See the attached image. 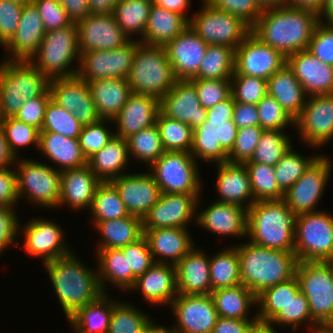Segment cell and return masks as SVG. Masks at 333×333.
Returning a JSON list of instances; mask_svg holds the SVG:
<instances>
[{"label": "cell", "instance_id": "cell-1", "mask_svg": "<svg viewBox=\"0 0 333 333\" xmlns=\"http://www.w3.org/2000/svg\"><path fill=\"white\" fill-rule=\"evenodd\" d=\"M319 15L313 10L289 5L264 8L251 26V33L285 57L306 50Z\"/></svg>", "mask_w": 333, "mask_h": 333}, {"label": "cell", "instance_id": "cell-2", "mask_svg": "<svg viewBox=\"0 0 333 333\" xmlns=\"http://www.w3.org/2000/svg\"><path fill=\"white\" fill-rule=\"evenodd\" d=\"M67 318L103 294L98 273L70 254L44 263Z\"/></svg>", "mask_w": 333, "mask_h": 333}, {"label": "cell", "instance_id": "cell-3", "mask_svg": "<svg viewBox=\"0 0 333 333\" xmlns=\"http://www.w3.org/2000/svg\"><path fill=\"white\" fill-rule=\"evenodd\" d=\"M236 248L242 284L256 296L295 275L297 258L293 252L261 247L251 242Z\"/></svg>", "mask_w": 333, "mask_h": 333}, {"label": "cell", "instance_id": "cell-4", "mask_svg": "<svg viewBox=\"0 0 333 333\" xmlns=\"http://www.w3.org/2000/svg\"><path fill=\"white\" fill-rule=\"evenodd\" d=\"M296 215L282 200L256 201L247 209L251 243L294 253Z\"/></svg>", "mask_w": 333, "mask_h": 333}, {"label": "cell", "instance_id": "cell-5", "mask_svg": "<svg viewBox=\"0 0 333 333\" xmlns=\"http://www.w3.org/2000/svg\"><path fill=\"white\" fill-rule=\"evenodd\" d=\"M235 101L227 99L207 109L206 120L193 129L191 155L196 159L227 162L228 154L235 144L238 128L233 121Z\"/></svg>", "mask_w": 333, "mask_h": 333}, {"label": "cell", "instance_id": "cell-6", "mask_svg": "<svg viewBox=\"0 0 333 333\" xmlns=\"http://www.w3.org/2000/svg\"><path fill=\"white\" fill-rule=\"evenodd\" d=\"M50 80L27 60L0 64V119L15 117L23 103L42 95Z\"/></svg>", "mask_w": 333, "mask_h": 333}, {"label": "cell", "instance_id": "cell-7", "mask_svg": "<svg viewBox=\"0 0 333 333\" xmlns=\"http://www.w3.org/2000/svg\"><path fill=\"white\" fill-rule=\"evenodd\" d=\"M126 79L132 93L150 95L159 101L177 80L165 47L140 41Z\"/></svg>", "mask_w": 333, "mask_h": 333}, {"label": "cell", "instance_id": "cell-8", "mask_svg": "<svg viewBox=\"0 0 333 333\" xmlns=\"http://www.w3.org/2000/svg\"><path fill=\"white\" fill-rule=\"evenodd\" d=\"M80 55L78 28L76 22H72L63 28L45 32L37 53L30 61L49 80L70 78L77 75L78 69L68 68L76 57L80 59Z\"/></svg>", "mask_w": 333, "mask_h": 333}, {"label": "cell", "instance_id": "cell-9", "mask_svg": "<svg viewBox=\"0 0 333 333\" xmlns=\"http://www.w3.org/2000/svg\"><path fill=\"white\" fill-rule=\"evenodd\" d=\"M295 276L308 300L312 319L318 325L333 323L331 260L297 261Z\"/></svg>", "mask_w": 333, "mask_h": 333}, {"label": "cell", "instance_id": "cell-10", "mask_svg": "<svg viewBox=\"0 0 333 333\" xmlns=\"http://www.w3.org/2000/svg\"><path fill=\"white\" fill-rule=\"evenodd\" d=\"M294 253L297 261L333 260V215L320 211L296 215Z\"/></svg>", "mask_w": 333, "mask_h": 333}, {"label": "cell", "instance_id": "cell-11", "mask_svg": "<svg viewBox=\"0 0 333 333\" xmlns=\"http://www.w3.org/2000/svg\"><path fill=\"white\" fill-rule=\"evenodd\" d=\"M197 159L190 152L165 151L150 167L160 192L173 194H200Z\"/></svg>", "mask_w": 333, "mask_h": 333}, {"label": "cell", "instance_id": "cell-12", "mask_svg": "<svg viewBox=\"0 0 333 333\" xmlns=\"http://www.w3.org/2000/svg\"><path fill=\"white\" fill-rule=\"evenodd\" d=\"M203 1V9L196 16L190 17L189 26L207 44L225 45L236 49L251 33V26L240 17Z\"/></svg>", "mask_w": 333, "mask_h": 333}, {"label": "cell", "instance_id": "cell-13", "mask_svg": "<svg viewBox=\"0 0 333 333\" xmlns=\"http://www.w3.org/2000/svg\"><path fill=\"white\" fill-rule=\"evenodd\" d=\"M21 162V163H20ZM17 176L18 198L28 196L33 203L56 207L60 199L61 171L34 160H19Z\"/></svg>", "mask_w": 333, "mask_h": 333}, {"label": "cell", "instance_id": "cell-14", "mask_svg": "<svg viewBox=\"0 0 333 333\" xmlns=\"http://www.w3.org/2000/svg\"><path fill=\"white\" fill-rule=\"evenodd\" d=\"M138 41L130 39L113 50H94L80 55L77 76L87 82L106 78H127Z\"/></svg>", "mask_w": 333, "mask_h": 333}, {"label": "cell", "instance_id": "cell-15", "mask_svg": "<svg viewBox=\"0 0 333 333\" xmlns=\"http://www.w3.org/2000/svg\"><path fill=\"white\" fill-rule=\"evenodd\" d=\"M286 64V57L250 33L235 49L233 75H247L268 80Z\"/></svg>", "mask_w": 333, "mask_h": 333}, {"label": "cell", "instance_id": "cell-16", "mask_svg": "<svg viewBox=\"0 0 333 333\" xmlns=\"http://www.w3.org/2000/svg\"><path fill=\"white\" fill-rule=\"evenodd\" d=\"M331 161L320 156L285 193L283 200L295 215L315 212L331 173Z\"/></svg>", "mask_w": 333, "mask_h": 333}, {"label": "cell", "instance_id": "cell-17", "mask_svg": "<svg viewBox=\"0 0 333 333\" xmlns=\"http://www.w3.org/2000/svg\"><path fill=\"white\" fill-rule=\"evenodd\" d=\"M294 125L308 145L326 144L333 137V94L309 96Z\"/></svg>", "mask_w": 333, "mask_h": 333}, {"label": "cell", "instance_id": "cell-18", "mask_svg": "<svg viewBox=\"0 0 333 333\" xmlns=\"http://www.w3.org/2000/svg\"><path fill=\"white\" fill-rule=\"evenodd\" d=\"M51 99L64 110L71 112L84 125L101 118L92 100L88 82L77 75L70 78H53L49 82Z\"/></svg>", "mask_w": 333, "mask_h": 333}, {"label": "cell", "instance_id": "cell-19", "mask_svg": "<svg viewBox=\"0 0 333 333\" xmlns=\"http://www.w3.org/2000/svg\"><path fill=\"white\" fill-rule=\"evenodd\" d=\"M177 324L174 331L179 333H212L218 313L211 294H178L170 303Z\"/></svg>", "mask_w": 333, "mask_h": 333}, {"label": "cell", "instance_id": "cell-20", "mask_svg": "<svg viewBox=\"0 0 333 333\" xmlns=\"http://www.w3.org/2000/svg\"><path fill=\"white\" fill-rule=\"evenodd\" d=\"M76 24L80 54L117 49L131 39L118 26L113 13L89 14Z\"/></svg>", "mask_w": 333, "mask_h": 333}, {"label": "cell", "instance_id": "cell-21", "mask_svg": "<svg viewBox=\"0 0 333 333\" xmlns=\"http://www.w3.org/2000/svg\"><path fill=\"white\" fill-rule=\"evenodd\" d=\"M199 195L161 193L156 204L142 219L143 232L156 228H187L186 224L196 216Z\"/></svg>", "mask_w": 333, "mask_h": 333}, {"label": "cell", "instance_id": "cell-22", "mask_svg": "<svg viewBox=\"0 0 333 333\" xmlns=\"http://www.w3.org/2000/svg\"><path fill=\"white\" fill-rule=\"evenodd\" d=\"M159 102L163 115L188 124L192 130L207 118V109L201 106L197 90L190 80L177 79Z\"/></svg>", "mask_w": 333, "mask_h": 333}, {"label": "cell", "instance_id": "cell-23", "mask_svg": "<svg viewBox=\"0 0 333 333\" xmlns=\"http://www.w3.org/2000/svg\"><path fill=\"white\" fill-rule=\"evenodd\" d=\"M110 182L118 191L128 213L142 219L156 204L161 194L151 172L122 174Z\"/></svg>", "mask_w": 333, "mask_h": 333}, {"label": "cell", "instance_id": "cell-24", "mask_svg": "<svg viewBox=\"0 0 333 333\" xmlns=\"http://www.w3.org/2000/svg\"><path fill=\"white\" fill-rule=\"evenodd\" d=\"M208 44L188 26L164 47L176 79H191L199 71Z\"/></svg>", "mask_w": 333, "mask_h": 333}, {"label": "cell", "instance_id": "cell-25", "mask_svg": "<svg viewBox=\"0 0 333 333\" xmlns=\"http://www.w3.org/2000/svg\"><path fill=\"white\" fill-rule=\"evenodd\" d=\"M286 64L307 96L333 94V65L322 62L307 49L288 55Z\"/></svg>", "mask_w": 333, "mask_h": 333}, {"label": "cell", "instance_id": "cell-26", "mask_svg": "<svg viewBox=\"0 0 333 333\" xmlns=\"http://www.w3.org/2000/svg\"><path fill=\"white\" fill-rule=\"evenodd\" d=\"M63 234L61 227L53 221L32 219L26 223L23 231V248L29 255L42 257L43 263L53 261L72 252L64 246Z\"/></svg>", "mask_w": 333, "mask_h": 333}, {"label": "cell", "instance_id": "cell-27", "mask_svg": "<svg viewBox=\"0 0 333 333\" xmlns=\"http://www.w3.org/2000/svg\"><path fill=\"white\" fill-rule=\"evenodd\" d=\"M44 35L43 22L36 6L32 2L25 3L18 28L12 38L4 45L10 50L7 51L12 56L9 59L30 61L37 53Z\"/></svg>", "mask_w": 333, "mask_h": 333}, {"label": "cell", "instance_id": "cell-28", "mask_svg": "<svg viewBox=\"0 0 333 333\" xmlns=\"http://www.w3.org/2000/svg\"><path fill=\"white\" fill-rule=\"evenodd\" d=\"M160 102L150 95L131 93L127 102L113 119L118 124L115 136L123 139L156 123Z\"/></svg>", "mask_w": 333, "mask_h": 333}, {"label": "cell", "instance_id": "cell-29", "mask_svg": "<svg viewBox=\"0 0 333 333\" xmlns=\"http://www.w3.org/2000/svg\"><path fill=\"white\" fill-rule=\"evenodd\" d=\"M194 247L175 265L178 294H211L210 259Z\"/></svg>", "mask_w": 333, "mask_h": 333}, {"label": "cell", "instance_id": "cell-30", "mask_svg": "<svg viewBox=\"0 0 333 333\" xmlns=\"http://www.w3.org/2000/svg\"><path fill=\"white\" fill-rule=\"evenodd\" d=\"M101 182L88 165L61 171L58 206L68 203L73 209H90L95 191Z\"/></svg>", "mask_w": 333, "mask_h": 333}, {"label": "cell", "instance_id": "cell-31", "mask_svg": "<svg viewBox=\"0 0 333 333\" xmlns=\"http://www.w3.org/2000/svg\"><path fill=\"white\" fill-rule=\"evenodd\" d=\"M202 228L221 235H247V209L236 204L214 202L196 216Z\"/></svg>", "mask_w": 333, "mask_h": 333}, {"label": "cell", "instance_id": "cell-32", "mask_svg": "<svg viewBox=\"0 0 333 333\" xmlns=\"http://www.w3.org/2000/svg\"><path fill=\"white\" fill-rule=\"evenodd\" d=\"M140 289L147 301L169 304L178 295L175 265L155 262L144 274L138 276L132 289Z\"/></svg>", "mask_w": 333, "mask_h": 333}, {"label": "cell", "instance_id": "cell-33", "mask_svg": "<svg viewBox=\"0 0 333 333\" xmlns=\"http://www.w3.org/2000/svg\"><path fill=\"white\" fill-rule=\"evenodd\" d=\"M150 252L157 263H166L170 258L172 265H176L183 256H185L194 245L191 235L186 228H156L144 231ZM157 256L163 258H156ZM157 259V260H156Z\"/></svg>", "mask_w": 333, "mask_h": 333}, {"label": "cell", "instance_id": "cell-34", "mask_svg": "<svg viewBox=\"0 0 333 333\" xmlns=\"http://www.w3.org/2000/svg\"><path fill=\"white\" fill-rule=\"evenodd\" d=\"M217 190L221 196L218 202L236 204L241 207L245 200L246 209L255 203L251 190L250 178L245 164L224 162L218 164Z\"/></svg>", "mask_w": 333, "mask_h": 333}, {"label": "cell", "instance_id": "cell-35", "mask_svg": "<svg viewBox=\"0 0 333 333\" xmlns=\"http://www.w3.org/2000/svg\"><path fill=\"white\" fill-rule=\"evenodd\" d=\"M88 86L99 117L112 121L132 93L126 78L93 80Z\"/></svg>", "mask_w": 333, "mask_h": 333}, {"label": "cell", "instance_id": "cell-36", "mask_svg": "<svg viewBox=\"0 0 333 333\" xmlns=\"http://www.w3.org/2000/svg\"><path fill=\"white\" fill-rule=\"evenodd\" d=\"M267 94L274 97L293 120L307 100L304 88L287 64L267 80Z\"/></svg>", "mask_w": 333, "mask_h": 333}, {"label": "cell", "instance_id": "cell-37", "mask_svg": "<svg viewBox=\"0 0 333 333\" xmlns=\"http://www.w3.org/2000/svg\"><path fill=\"white\" fill-rule=\"evenodd\" d=\"M38 149L50 161L60 165V171L87 165V159L81 151L78 138L65 137L53 132H40Z\"/></svg>", "mask_w": 333, "mask_h": 333}, {"label": "cell", "instance_id": "cell-38", "mask_svg": "<svg viewBox=\"0 0 333 333\" xmlns=\"http://www.w3.org/2000/svg\"><path fill=\"white\" fill-rule=\"evenodd\" d=\"M188 26L189 21L183 15L152 4L140 42L165 46Z\"/></svg>", "mask_w": 333, "mask_h": 333}, {"label": "cell", "instance_id": "cell-39", "mask_svg": "<svg viewBox=\"0 0 333 333\" xmlns=\"http://www.w3.org/2000/svg\"><path fill=\"white\" fill-rule=\"evenodd\" d=\"M128 157L127 139L114 136L102 150L87 160V165L102 182H109L122 175V169L129 163Z\"/></svg>", "mask_w": 333, "mask_h": 333}, {"label": "cell", "instance_id": "cell-40", "mask_svg": "<svg viewBox=\"0 0 333 333\" xmlns=\"http://www.w3.org/2000/svg\"><path fill=\"white\" fill-rule=\"evenodd\" d=\"M101 233L103 241L98 250L116 248L120 249L140 239L143 235L142 218L128 215L121 219L106 220L95 224Z\"/></svg>", "mask_w": 333, "mask_h": 333}, {"label": "cell", "instance_id": "cell-41", "mask_svg": "<svg viewBox=\"0 0 333 333\" xmlns=\"http://www.w3.org/2000/svg\"><path fill=\"white\" fill-rule=\"evenodd\" d=\"M99 261L98 281L100 288L105 293L104 283L112 282L121 289H132L136 277L132 270H128L127 258L123 251L116 248L101 249L97 252Z\"/></svg>", "mask_w": 333, "mask_h": 333}, {"label": "cell", "instance_id": "cell-42", "mask_svg": "<svg viewBox=\"0 0 333 333\" xmlns=\"http://www.w3.org/2000/svg\"><path fill=\"white\" fill-rule=\"evenodd\" d=\"M219 317L250 320L249 308L256 305V295L242 283L211 292Z\"/></svg>", "mask_w": 333, "mask_h": 333}, {"label": "cell", "instance_id": "cell-43", "mask_svg": "<svg viewBox=\"0 0 333 333\" xmlns=\"http://www.w3.org/2000/svg\"><path fill=\"white\" fill-rule=\"evenodd\" d=\"M299 290V283L294 275L289 280L268 287L259 293L256 296V304L261 305L260 312L256 314L259 326L264 328Z\"/></svg>", "mask_w": 333, "mask_h": 333}, {"label": "cell", "instance_id": "cell-44", "mask_svg": "<svg viewBox=\"0 0 333 333\" xmlns=\"http://www.w3.org/2000/svg\"><path fill=\"white\" fill-rule=\"evenodd\" d=\"M101 294L95 301L78 309L69 319L80 329L89 333H108L113 305L115 303Z\"/></svg>", "mask_w": 333, "mask_h": 333}, {"label": "cell", "instance_id": "cell-45", "mask_svg": "<svg viewBox=\"0 0 333 333\" xmlns=\"http://www.w3.org/2000/svg\"><path fill=\"white\" fill-rule=\"evenodd\" d=\"M235 49L208 44L198 73L191 79H230L234 73Z\"/></svg>", "mask_w": 333, "mask_h": 333}, {"label": "cell", "instance_id": "cell-46", "mask_svg": "<svg viewBox=\"0 0 333 333\" xmlns=\"http://www.w3.org/2000/svg\"><path fill=\"white\" fill-rule=\"evenodd\" d=\"M210 281L212 291L236 286L240 278V260L236 247H230L210 258Z\"/></svg>", "mask_w": 333, "mask_h": 333}, {"label": "cell", "instance_id": "cell-47", "mask_svg": "<svg viewBox=\"0 0 333 333\" xmlns=\"http://www.w3.org/2000/svg\"><path fill=\"white\" fill-rule=\"evenodd\" d=\"M153 0H119L113 15L118 26L129 34L140 33L143 37Z\"/></svg>", "mask_w": 333, "mask_h": 333}, {"label": "cell", "instance_id": "cell-48", "mask_svg": "<svg viewBox=\"0 0 333 333\" xmlns=\"http://www.w3.org/2000/svg\"><path fill=\"white\" fill-rule=\"evenodd\" d=\"M90 209L94 225L101 221L121 219L129 215L118 191L110 181L99 184Z\"/></svg>", "mask_w": 333, "mask_h": 333}, {"label": "cell", "instance_id": "cell-49", "mask_svg": "<svg viewBox=\"0 0 333 333\" xmlns=\"http://www.w3.org/2000/svg\"><path fill=\"white\" fill-rule=\"evenodd\" d=\"M155 124L165 151L191 152L193 130L188 124L166 117L161 112Z\"/></svg>", "mask_w": 333, "mask_h": 333}, {"label": "cell", "instance_id": "cell-50", "mask_svg": "<svg viewBox=\"0 0 333 333\" xmlns=\"http://www.w3.org/2000/svg\"><path fill=\"white\" fill-rule=\"evenodd\" d=\"M249 174L253 198L256 201L282 200L284 192L279 188L274 167L263 163H244Z\"/></svg>", "mask_w": 333, "mask_h": 333}, {"label": "cell", "instance_id": "cell-51", "mask_svg": "<svg viewBox=\"0 0 333 333\" xmlns=\"http://www.w3.org/2000/svg\"><path fill=\"white\" fill-rule=\"evenodd\" d=\"M291 148L282 130H263L251 159L245 163H263L274 167Z\"/></svg>", "mask_w": 333, "mask_h": 333}, {"label": "cell", "instance_id": "cell-52", "mask_svg": "<svg viewBox=\"0 0 333 333\" xmlns=\"http://www.w3.org/2000/svg\"><path fill=\"white\" fill-rule=\"evenodd\" d=\"M127 142L129 155L149 163L150 166L165 152L156 124L131 135Z\"/></svg>", "mask_w": 333, "mask_h": 333}, {"label": "cell", "instance_id": "cell-53", "mask_svg": "<svg viewBox=\"0 0 333 333\" xmlns=\"http://www.w3.org/2000/svg\"><path fill=\"white\" fill-rule=\"evenodd\" d=\"M307 320L312 324L311 327L308 328L314 331L318 324L311 317L306 296L299 290L263 330L269 333H277L271 324H288V326H291L292 330H295L299 327L300 323Z\"/></svg>", "mask_w": 333, "mask_h": 333}, {"label": "cell", "instance_id": "cell-54", "mask_svg": "<svg viewBox=\"0 0 333 333\" xmlns=\"http://www.w3.org/2000/svg\"><path fill=\"white\" fill-rule=\"evenodd\" d=\"M320 157L304 158L292 151V147L284 154L274 166V175L279 188L285 193Z\"/></svg>", "mask_w": 333, "mask_h": 333}, {"label": "cell", "instance_id": "cell-55", "mask_svg": "<svg viewBox=\"0 0 333 333\" xmlns=\"http://www.w3.org/2000/svg\"><path fill=\"white\" fill-rule=\"evenodd\" d=\"M143 312L126 303L115 302L108 333H143L152 323Z\"/></svg>", "mask_w": 333, "mask_h": 333}, {"label": "cell", "instance_id": "cell-56", "mask_svg": "<svg viewBox=\"0 0 333 333\" xmlns=\"http://www.w3.org/2000/svg\"><path fill=\"white\" fill-rule=\"evenodd\" d=\"M82 127V124L71 112L64 110L52 99L49 100L40 132H53L65 137L78 138Z\"/></svg>", "mask_w": 333, "mask_h": 333}, {"label": "cell", "instance_id": "cell-57", "mask_svg": "<svg viewBox=\"0 0 333 333\" xmlns=\"http://www.w3.org/2000/svg\"><path fill=\"white\" fill-rule=\"evenodd\" d=\"M231 95L235 102L258 104L267 94V80L247 75H232Z\"/></svg>", "mask_w": 333, "mask_h": 333}, {"label": "cell", "instance_id": "cell-58", "mask_svg": "<svg viewBox=\"0 0 333 333\" xmlns=\"http://www.w3.org/2000/svg\"><path fill=\"white\" fill-rule=\"evenodd\" d=\"M0 128L4 131L11 152L16 157L17 147L35 144L39 147L40 130L17 120L14 117L0 119Z\"/></svg>", "mask_w": 333, "mask_h": 333}, {"label": "cell", "instance_id": "cell-59", "mask_svg": "<svg viewBox=\"0 0 333 333\" xmlns=\"http://www.w3.org/2000/svg\"><path fill=\"white\" fill-rule=\"evenodd\" d=\"M259 126L263 130H283L294 120L285 112L278 101L266 94L257 104Z\"/></svg>", "mask_w": 333, "mask_h": 333}, {"label": "cell", "instance_id": "cell-60", "mask_svg": "<svg viewBox=\"0 0 333 333\" xmlns=\"http://www.w3.org/2000/svg\"><path fill=\"white\" fill-rule=\"evenodd\" d=\"M106 119H100L96 123L84 125L78 140L84 157L88 160L95 153L99 152L115 136L103 124Z\"/></svg>", "mask_w": 333, "mask_h": 333}, {"label": "cell", "instance_id": "cell-61", "mask_svg": "<svg viewBox=\"0 0 333 333\" xmlns=\"http://www.w3.org/2000/svg\"><path fill=\"white\" fill-rule=\"evenodd\" d=\"M195 86L201 106L209 109L231 95L230 79H189Z\"/></svg>", "mask_w": 333, "mask_h": 333}, {"label": "cell", "instance_id": "cell-62", "mask_svg": "<svg viewBox=\"0 0 333 333\" xmlns=\"http://www.w3.org/2000/svg\"><path fill=\"white\" fill-rule=\"evenodd\" d=\"M263 129L250 126L238 129L234 147L228 154L229 163L244 164L249 161L259 142Z\"/></svg>", "mask_w": 333, "mask_h": 333}, {"label": "cell", "instance_id": "cell-63", "mask_svg": "<svg viewBox=\"0 0 333 333\" xmlns=\"http://www.w3.org/2000/svg\"><path fill=\"white\" fill-rule=\"evenodd\" d=\"M128 262V270L137 278L144 274L155 262L143 235L137 241L120 248Z\"/></svg>", "mask_w": 333, "mask_h": 333}, {"label": "cell", "instance_id": "cell-64", "mask_svg": "<svg viewBox=\"0 0 333 333\" xmlns=\"http://www.w3.org/2000/svg\"><path fill=\"white\" fill-rule=\"evenodd\" d=\"M43 22L45 32L63 28L72 23L59 0H32Z\"/></svg>", "mask_w": 333, "mask_h": 333}, {"label": "cell", "instance_id": "cell-65", "mask_svg": "<svg viewBox=\"0 0 333 333\" xmlns=\"http://www.w3.org/2000/svg\"><path fill=\"white\" fill-rule=\"evenodd\" d=\"M211 6L243 19L252 26L262 14L263 8L257 0H205Z\"/></svg>", "mask_w": 333, "mask_h": 333}, {"label": "cell", "instance_id": "cell-66", "mask_svg": "<svg viewBox=\"0 0 333 333\" xmlns=\"http://www.w3.org/2000/svg\"><path fill=\"white\" fill-rule=\"evenodd\" d=\"M319 21L307 50L322 62L333 65V25Z\"/></svg>", "mask_w": 333, "mask_h": 333}, {"label": "cell", "instance_id": "cell-67", "mask_svg": "<svg viewBox=\"0 0 333 333\" xmlns=\"http://www.w3.org/2000/svg\"><path fill=\"white\" fill-rule=\"evenodd\" d=\"M25 3L0 0V45L4 46L17 30Z\"/></svg>", "mask_w": 333, "mask_h": 333}, {"label": "cell", "instance_id": "cell-68", "mask_svg": "<svg viewBox=\"0 0 333 333\" xmlns=\"http://www.w3.org/2000/svg\"><path fill=\"white\" fill-rule=\"evenodd\" d=\"M50 99L51 92L48 88L42 95L24 102L14 118L26 124L32 125L41 131L44 121L45 108Z\"/></svg>", "mask_w": 333, "mask_h": 333}, {"label": "cell", "instance_id": "cell-69", "mask_svg": "<svg viewBox=\"0 0 333 333\" xmlns=\"http://www.w3.org/2000/svg\"><path fill=\"white\" fill-rule=\"evenodd\" d=\"M15 215L12 208L0 206V252L13 243L20 230L18 216Z\"/></svg>", "mask_w": 333, "mask_h": 333}, {"label": "cell", "instance_id": "cell-70", "mask_svg": "<svg viewBox=\"0 0 333 333\" xmlns=\"http://www.w3.org/2000/svg\"><path fill=\"white\" fill-rule=\"evenodd\" d=\"M260 329L256 315L251 320L218 317L212 333H257Z\"/></svg>", "mask_w": 333, "mask_h": 333}, {"label": "cell", "instance_id": "cell-71", "mask_svg": "<svg viewBox=\"0 0 333 333\" xmlns=\"http://www.w3.org/2000/svg\"><path fill=\"white\" fill-rule=\"evenodd\" d=\"M16 170H0V206L12 208L18 201Z\"/></svg>", "mask_w": 333, "mask_h": 333}, {"label": "cell", "instance_id": "cell-72", "mask_svg": "<svg viewBox=\"0 0 333 333\" xmlns=\"http://www.w3.org/2000/svg\"><path fill=\"white\" fill-rule=\"evenodd\" d=\"M233 121L238 129L250 126H259L257 104L235 102Z\"/></svg>", "mask_w": 333, "mask_h": 333}, {"label": "cell", "instance_id": "cell-73", "mask_svg": "<svg viewBox=\"0 0 333 333\" xmlns=\"http://www.w3.org/2000/svg\"><path fill=\"white\" fill-rule=\"evenodd\" d=\"M72 22L87 17L90 14L88 0H59Z\"/></svg>", "mask_w": 333, "mask_h": 333}, {"label": "cell", "instance_id": "cell-74", "mask_svg": "<svg viewBox=\"0 0 333 333\" xmlns=\"http://www.w3.org/2000/svg\"><path fill=\"white\" fill-rule=\"evenodd\" d=\"M16 159L9 148L4 131L0 128V170L8 168L15 161L17 162Z\"/></svg>", "mask_w": 333, "mask_h": 333}, {"label": "cell", "instance_id": "cell-75", "mask_svg": "<svg viewBox=\"0 0 333 333\" xmlns=\"http://www.w3.org/2000/svg\"><path fill=\"white\" fill-rule=\"evenodd\" d=\"M153 4L183 15L188 21L190 20V18L186 17L184 14V11H186L190 5L189 0H153Z\"/></svg>", "mask_w": 333, "mask_h": 333}, {"label": "cell", "instance_id": "cell-76", "mask_svg": "<svg viewBox=\"0 0 333 333\" xmlns=\"http://www.w3.org/2000/svg\"><path fill=\"white\" fill-rule=\"evenodd\" d=\"M119 0H88L90 14L113 13Z\"/></svg>", "mask_w": 333, "mask_h": 333}, {"label": "cell", "instance_id": "cell-77", "mask_svg": "<svg viewBox=\"0 0 333 333\" xmlns=\"http://www.w3.org/2000/svg\"><path fill=\"white\" fill-rule=\"evenodd\" d=\"M325 0H287V5L308 10H313L319 14Z\"/></svg>", "mask_w": 333, "mask_h": 333}, {"label": "cell", "instance_id": "cell-78", "mask_svg": "<svg viewBox=\"0 0 333 333\" xmlns=\"http://www.w3.org/2000/svg\"><path fill=\"white\" fill-rule=\"evenodd\" d=\"M325 15L327 23L333 25V0H325L322 9L319 12V21H322V17Z\"/></svg>", "mask_w": 333, "mask_h": 333}, {"label": "cell", "instance_id": "cell-79", "mask_svg": "<svg viewBox=\"0 0 333 333\" xmlns=\"http://www.w3.org/2000/svg\"><path fill=\"white\" fill-rule=\"evenodd\" d=\"M257 1L263 9L269 7L287 5V0H257Z\"/></svg>", "mask_w": 333, "mask_h": 333}, {"label": "cell", "instance_id": "cell-80", "mask_svg": "<svg viewBox=\"0 0 333 333\" xmlns=\"http://www.w3.org/2000/svg\"><path fill=\"white\" fill-rule=\"evenodd\" d=\"M313 333H333V323L318 325Z\"/></svg>", "mask_w": 333, "mask_h": 333}]
</instances>
